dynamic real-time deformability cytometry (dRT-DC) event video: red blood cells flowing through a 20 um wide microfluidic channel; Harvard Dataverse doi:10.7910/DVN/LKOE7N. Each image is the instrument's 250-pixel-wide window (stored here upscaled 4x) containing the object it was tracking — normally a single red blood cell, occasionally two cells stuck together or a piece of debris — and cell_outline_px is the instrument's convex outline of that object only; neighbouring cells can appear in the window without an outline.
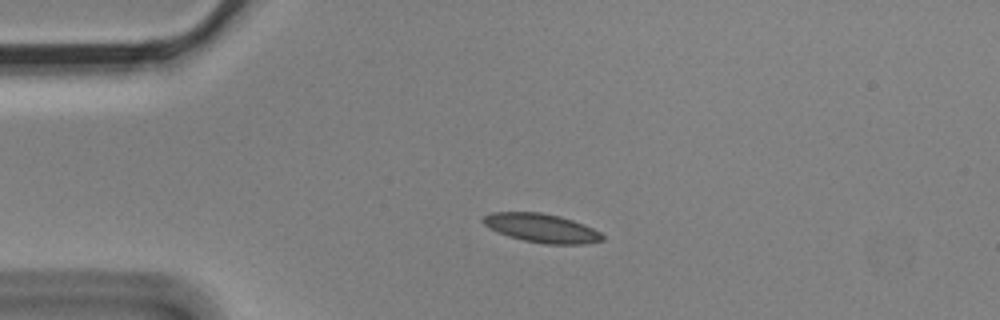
{"species": "Egyptian fruit bat (a non-hibernating species)", "species_latin": "Rousettus aegyptiacus", "temperature_condition": "cold", "stored_images_in_passage": 4, "camera_frame_rate_fps": 3000, "um_per_image_px": 0.085, "animal": {"sex": "male"}, "frame": {"image": 1, "passage_image": 3, "time_ms": 0.667, "image_size_px": [1000, 320], "cell_outline_px": [[604, 240], [584, 244], [544, 244], [524, 240], [508, 236], [496, 232], [488, 228], [480, 220], [484, 216], [492, 212], [540, 212], [560, 216], [584, 224], [600, 232], [604, 236]], "centroid_in_image_um": [46.01, 19.38], "position_along_channel_um": 39.0, "area_um2": 20.11}}